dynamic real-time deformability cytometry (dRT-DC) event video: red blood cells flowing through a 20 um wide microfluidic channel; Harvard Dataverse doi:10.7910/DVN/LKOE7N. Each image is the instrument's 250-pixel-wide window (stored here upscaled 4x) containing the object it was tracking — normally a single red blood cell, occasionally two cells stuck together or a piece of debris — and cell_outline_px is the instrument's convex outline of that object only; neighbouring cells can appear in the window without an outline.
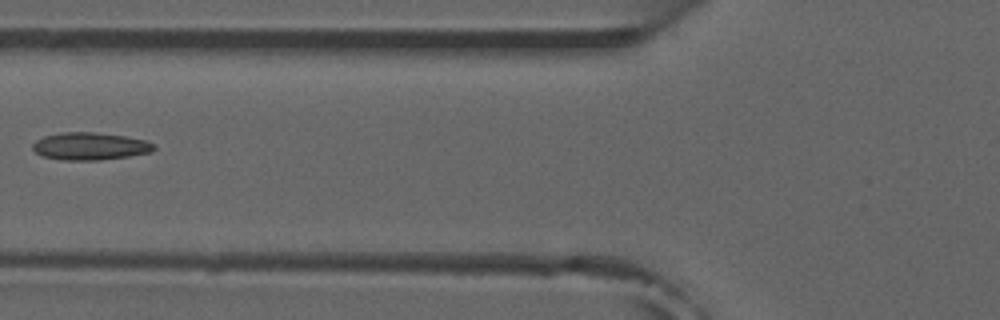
{"species": "common noctule bat (a hibernating species)", "species_latin": "Nyctalus noctula", "temperature_condition": "room temperature", "stored_images_in_passage": 7, "camera_frame_rate_fps": 3000, "um_per_image_px": 0.085, "animal": {"sex": "male", "forearm_length_mm": 52.5}, "frame": {"image": 1, "passage_image": 6, "time_ms": 6.0, "image_size_px": [1000, 320], "cell_outline_px": [[156, 148], [152, 152], [128, 156], [100, 160], [64, 160], [44, 156], [36, 152], [32, 148], [32, 144], [36, 140], [44, 136], [64, 132], [96, 132], [124, 136], [148, 140], [156, 144]], "centroid_in_image_um": [7.7, 12.42], "position_along_channel_um": 118.1, "area_um2": 19.48}}
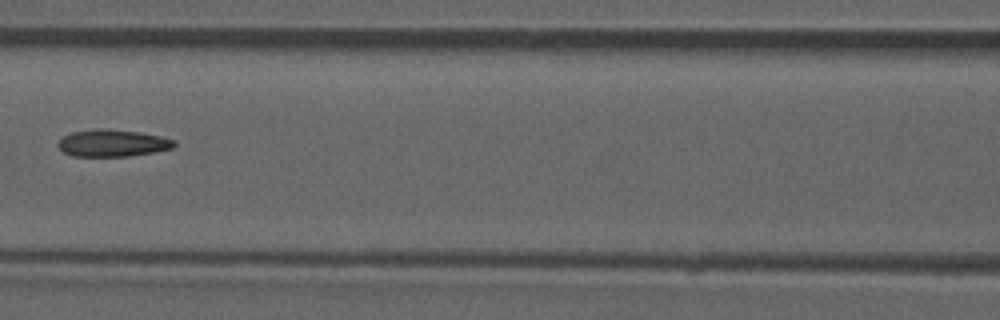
{"frame": {"image": 2, "passage_image": 7, "time_ms": 7.0, "image_size_px": [1000, 320], "cell_outline_px": [[176, 144], [172, 148], [152, 152], [128, 156], [72, 156], [64, 152], [56, 144], [64, 136], [72, 132], [140, 132], [160, 136], [176, 140]], "centroid_in_image_um": [9.61, 12.22], "position_along_channel_um": 157.0, "area_um2": 17.17}}